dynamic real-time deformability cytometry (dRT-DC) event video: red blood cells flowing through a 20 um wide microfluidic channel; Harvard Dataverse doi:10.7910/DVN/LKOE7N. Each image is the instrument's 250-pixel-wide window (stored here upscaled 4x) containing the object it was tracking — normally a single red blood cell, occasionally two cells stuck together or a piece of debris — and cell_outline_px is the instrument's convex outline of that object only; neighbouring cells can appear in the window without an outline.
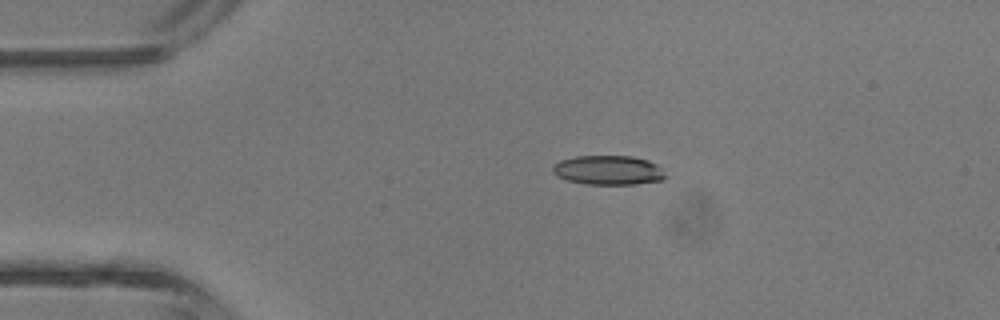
{"species": "common noctule bat (a hibernating species)", "species_latin": "Nyctalus noctula", "temperature_condition": "room temperature", "stored_images_in_passage": 4, "camera_frame_rate_fps": 3000, "um_per_image_px": 0.085, "animal": {"sex": "male", "body_mass_g": 13.3}, "frame": {"image": 1, "passage_image": 3, "time_ms": 2.333, "image_size_px": [1000, 320], "cell_outline_px": [[668, 176], [664, 180], [636, 184], [588, 184], [568, 180], [556, 176], [552, 172], [552, 164], [560, 160], [576, 156], [632, 156], [648, 160], [656, 164]], "centroid_in_image_um": [51.7, 14.46], "position_along_channel_um": 33.3, "area_um2": 19.42}}